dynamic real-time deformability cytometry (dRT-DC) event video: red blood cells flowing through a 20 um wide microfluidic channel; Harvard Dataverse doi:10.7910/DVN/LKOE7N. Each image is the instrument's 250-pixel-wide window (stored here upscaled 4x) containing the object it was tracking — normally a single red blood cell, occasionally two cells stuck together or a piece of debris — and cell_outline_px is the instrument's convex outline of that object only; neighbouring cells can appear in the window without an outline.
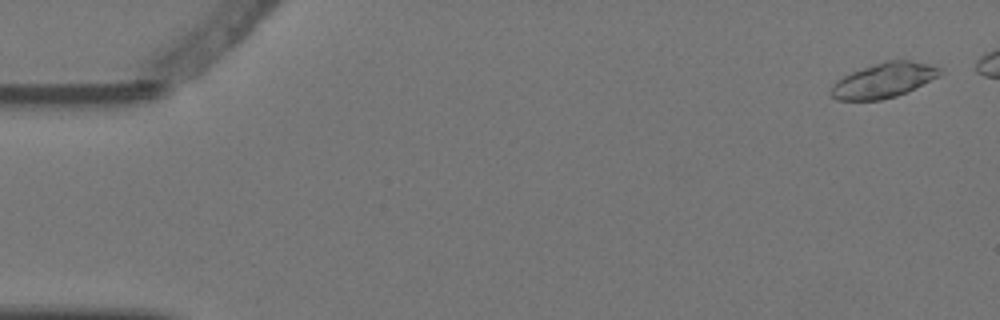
{"species": "Egyptian fruit bat (a non-hibernating species)", "species_latin": "Rousettus aegyptiacus", "temperature_condition": "warm", "stored_images_in_passage": 6, "camera_frame_rate_fps": 3000, "um_per_image_px": 0.085, "animal": {"sex": "female"}, "frame": {"image": 1, "passage_image": 1, "time_ms": 0.0, "image_size_px": [1000, 320], "cell_outline_px": [[944, 72], [940, 76], [896, 96], [880, 100], [836, 100], [828, 92], [832, 84], [836, 80], [852, 72], [888, 60], [908, 60], [928, 64], [940, 68]], "centroid_in_image_um": [75.09, 6.84], "position_along_channel_um": 9.9, "area_um2": 21.91}}